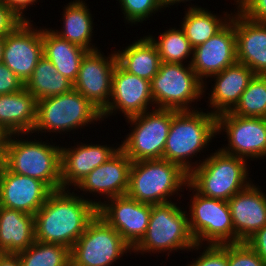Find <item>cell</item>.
<instances>
[{"label": "cell", "instance_id": "obj_41", "mask_svg": "<svg viewBox=\"0 0 266 266\" xmlns=\"http://www.w3.org/2000/svg\"><path fill=\"white\" fill-rule=\"evenodd\" d=\"M8 8H10L22 21H32L29 17L25 16L27 14V9L38 4L39 0H1ZM26 13H25V12ZM25 13V14H24ZM27 17V18H26Z\"/></svg>", "mask_w": 266, "mask_h": 266}, {"label": "cell", "instance_id": "obj_5", "mask_svg": "<svg viewBox=\"0 0 266 266\" xmlns=\"http://www.w3.org/2000/svg\"><path fill=\"white\" fill-rule=\"evenodd\" d=\"M202 160L189 174L188 181L202 196L228 201L252 183L248 160L226 154L220 149H215L214 153Z\"/></svg>", "mask_w": 266, "mask_h": 266}, {"label": "cell", "instance_id": "obj_4", "mask_svg": "<svg viewBox=\"0 0 266 266\" xmlns=\"http://www.w3.org/2000/svg\"><path fill=\"white\" fill-rule=\"evenodd\" d=\"M188 181L189 174L166 159L139 160L131 164L126 195L151 205L173 202L175 194L180 201Z\"/></svg>", "mask_w": 266, "mask_h": 266}, {"label": "cell", "instance_id": "obj_9", "mask_svg": "<svg viewBox=\"0 0 266 266\" xmlns=\"http://www.w3.org/2000/svg\"><path fill=\"white\" fill-rule=\"evenodd\" d=\"M177 110L153 108L126 119L132 127L120 149L132 161L163 158L166 139Z\"/></svg>", "mask_w": 266, "mask_h": 266}, {"label": "cell", "instance_id": "obj_23", "mask_svg": "<svg viewBox=\"0 0 266 266\" xmlns=\"http://www.w3.org/2000/svg\"><path fill=\"white\" fill-rule=\"evenodd\" d=\"M255 75L249 67L236 62L223 71L210 76L209 78L212 82L214 80V84L211 85L212 89L208 90L211 93H206L208 94L209 112L215 116L231 112Z\"/></svg>", "mask_w": 266, "mask_h": 266}, {"label": "cell", "instance_id": "obj_20", "mask_svg": "<svg viewBox=\"0 0 266 266\" xmlns=\"http://www.w3.org/2000/svg\"><path fill=\"white\" fill-rule=\"evenodd\" d=\"M52 190L42 181L6 168L0 174V206L31 215L44 205Z\"/></svg>", "mask_w": 266, "mask_h": 266}, {"label": "cell", "instance_id": "obj_34", "mask_svg": "<svg viewBox=\"0 0 266 266\" xmlns=\"http://www.w3.org/2000/svg\"><path fill=\"white\" fill-rule=\"evenodd\" d=\"M121 6L120 9L124 14V23L131 26L142 24L147 21L156 12H164L165 10L163 0H116Z\"/></svg>", "mask_w": 266, "mask_h": 266}, {"label": "cell", "instance_id": "obj_31", "mask_svg": "<svg viewBox=\"0 0 266 266\" xmlns=\"http://www.w3.org/2000/svg\"><path fill=\"white\" fill-rule=\"evenodd\" d=\"M147 36L155 44L161 62L184 64L187 63V59L190 58L188 62L191 64L193 48L181 27H170L160 33L158 37L152 36L151 34Z\"/></svg>", "mask_w": 266, "mask_h": 266}, {"label": "cell", "instance_id": "obj_45", "mask_svg": "<svg viewBox=\"0 0 266 266\" xmlns=\"http://www.w3.org/2000/svg\"><path fill=\"white\" fill-rule=\"evenodd\" d=\"M3 53H4V37H0V63L3 60Z\"/></svg>", "mask_w": 266, "mask_h": 266}, {"label": "cell", "instance_id": "obj_32", "mask_svg": "<svg viewBox=\"0 0 266 266\" xmlns=\"http://www.w3.org/2000/svg\"><path fill=\"white\" fill-rule=\"evenodd\" d=\"M17 255L22 266H71L70 249L59 244L35 241Z\"/></svg>", "mask_w": 266, "mask_h": 266}, {"label": "cell", "instance_id": "obj_13", "mask_svg": "<svg viewBox=\"0 0 266 266\" xmlns=\"http://www.w3.org/2000/svg\"><path fill=\"white\" fill-rule=\"evenodd\" d=\"M150 107L155 108L150 81L127 72L117 63L112 76L111 98L101 111L103 121L117 113L127 119L151 110Z\"/></svg>", "mask_w": 266, "mask_h": 266}, {"label": "cell", "instance_id": "obj_35", "mask_svg": "<svg viewBox=\"0 0 266 266\" xmlns=\"http://www.w3.org/2000/svg\"><path fill=\"white\" fill-rule=\"evenodd\" d=\"M203 247V248H202ZM203 252H202V250ZM201 251L199 256L193 258L186 266H228V244L199 245L196 244L189 252Z\"/></svg>", "mask_w": 266, "mask_h": 266}, {"label": "cell", "instance_id": "obj_21", "mask_svg": "<svg viewBox=\"0 0 266 266\" xmlns=\"http://www.w3.org/2000/svg\"><path fill=\"white\" fill-rule=\"evenodd\" d=\"M261 188L252 182L227 201L235 231V243L245 242L266 225V194Z\"/></svg>", "mask_w": 266, "mask_h": 266}, {"label": "cell", "instance_id": "obj_40", "mask_svg": "<svg viewBox=\"0 0 266 266\" xmlns=\"http://www.w3.org/2000/svg\"><path fill=\"white\" fill-rule=\"evenodd\" d=\"M266 263V225L245 241Z\"/></svg>", "mask_w": 266, "mask_h": 266}, {"label": "cell", "instance_id": "obj_27", "mask_svg": "<svg viewBox=\"0 0 266 266\" xmlns=\"http://www.w3.org/2000/svg\"><path fill=\"white\" fill-rule=\"evenodd\" d=\"M42 42L43 55L52 62L58 72L74 83L82 58L88 51L59 37L50 27H42Z\"/></svg>", "mask_w": 266, "mask_h": 266}, {"label": "cell", "instance_id": "obj_42", "mask_svg": "<svg viewBox=\"0 0 266 266\" xmlns=\"http://www.w3.org/2000/svg\"><path fill=\"white\" fill-rule=\"evenodd\" d=\"M0 266H22L17 254L0 253Z\"/></svg>", "mask_w": 266, "mask_h": 266}, {"label": "cell", "instance_id": "obj_33", "mask_svg": "<svg viewBox=\"0 0 266 266\" xmlns=\"http://www.w3.org/2000/svg\"><path fill=\"white\" fill-rule=\"evenodd\" d=\"M231 113L242 117L266 118V75L253 77Z\"/></svg>", "mask_w": 266, "mask_h": 266}, {"label": "cell", "instance_id": "obj_15", "mask_svg": "<svg viewBox=\"0 0 266 266\" xmlns=\"http://www.w3.org/2000/svg\"><path fill=\"white\" fill-rule=\"evenodd\" d=\"M35 26L32 21H23L4 37L2 63L24 83L43 56L42 27Z\"/></svg>", "mask_w": 266, "mask_h": 266}, {"label": "cell", "instance_id": "obj_43", "mask_svg": "<svg viewBox=\"0 0 266 266\" xmlns=\"http://www.w3.org/2000/svg\"><path fill=\"white\" fill-rule=\"evenodd\" d=\"M8 135L2 134L0 136V174L5 168V150H6V143H7Z\"/></svg>", "mask_w": 266, "mask_h": 266}, {"label": "cell", "instance_id": "obj_39", "mask_svg": "<svg viewBox=\"0 0 266 266\" xmlns=\"http://www.w3.org/2000/svg\"><path fill=\"white\" fill-rule=\"evenodd\" d=\"M23 22L0 0V37H5Z\"/></svg>", "mask_w": 266, "mask_h": 266}, {"label": "cell", "instance_id": "obj_36", "mask_svg": "<svg viewBox=\"0 0 266 266\" xmlns=\"http://www.w3.org/2000/svg\"><path fill=\"white\" fill-rule=\"evenodd\" d=\"M228 266H266V263L246 243L228 244Z\"/></svg>", "mask_w": 266, "mask_h": 266}, {"label": "cell", "instance_id": "obj_3", "mask_svg": "<svg viewBox=\"0 0 266 266\" xmlns=\"http://www.w3.org/2000/svg\"><path fill=\"white\" fill-rule=\"evenodd\" d=\"M26 135L32 134L8 135L5 168L16 174L38 179L52 191L61 189V145L55 146L53 140L52 144L49 140L42 141V137L30 140L28 136L25 140L23 138Z\"/></svg>", "mask_w": 266, "mask_h": 266}, {"label": "cell", "instance_id": "obj_6", "mask_svg": "<svg viewBox=\"0 0 266 266\" xmlns=\"http://www.w3.org/2000/svg\"><path fill=\"white\" fill-rule=\"evenodd\" d=\"M177 202L151 205L146 234L132 253L165 254L190 251L196 242L189 229L188 213ZM184 211H183V210ZM165 252V253H164Z\"/></svg>", "mask_w": 266, "mask_h": 266}, {"label": "cell", "instance_id": "obj_28", "mask_svg": "<svg viewBox=\"0 0 266 266\" xmlns=\"http://www.w3.org/2000/svg\"><path fill=\"white\" fill-rule=\"evenodd\" d=\"M117 63L127 72L149 81L158 73L161 64L155 44L146 35L115 51Z\"/></svg>", "mask_w": 266, "mask_h": 266}, {"label": "cell", "instance_id": "obj_38", "mask_svg": "<svg viewBox=\"0 0 266 266\" xmlns=\"http://www.w3.org/2000/svg\"><path fill=\"white\" fill-rule=\"evenodd\" d=\"M25 83L6 65L0 63V95L22 90Z\"/></svg>", "mask_w": 266, "mask_h": 266}, {"label": "cell", "instance_id": "obj_37", "mask_svg": "<svg viewBox=\"0 0 266 266\" xmlns=\"http://www.w3.org/2000/svg\"><path fill=\"white\" fill-rule=\"evenodd\" d=\"M233 5L246 18L266 23V0H234Z\"/></svg>", "mask_w": 266, "mask_h": 266}, {"label": "cell", "instance_id": "obj_24", "mask_svg": "<svg viewBox=\"0 0 266 266\" xmlns=\"http://www.w3.org/2000/svg\"><path fill=\"white\" fill-rule=\"evenodd\" d=\"M37 100L25 87L0 95V131L4 134H31L36 124Z\"/></svg>", "mask_w": 266, "mask_h": 266}, {"label": "cell", "instance_id": "obj_16", "mask_svg": "<svg viewBox=\"0 0 266 266\" xmlns=\"http://www.w3.org/2000/svg\"><path fill=\"white\" fill-rule=\"evenodd\" d=\"M101 49L88 51L82 58L74 90L80 92L101 111L108 105L112 76L117 64L115 51L107 56Z\"/></svg>", "mask_w": 266, "mask_h": 266}, {"label": "cell", "instance_id": "obj_7", "mask_svg": "<svg viewBox=\"0 0 266 266\" xmlns=\"http://www.w3.org/2000/svg\"><path fill=\"white\" fill-rule=\"evenodd\" d=\"M98 121H103L101 110L73 89L37 101L36 124L31 134L37 133L39 136L40 133L42 136L43 133L52 132L63 135Z\"/></svg>", "mask_w": 266, "mask_h": 266}, {"label": "cell", "instance_id": "obj_18", "mask_svg": "<svg viewBox=\"0 0 266 266\" xmlns=\"http://www.w3.org/2000/svg\"><path fill=\"white\" fill-rule=\"evenodd\" d=\"M236 62V32L232 14L230 21L219 32L193 49L191 67L203 82V94L209 89L206 80L210 76Z\"/></svg>", "mask_w": 266, "mask_h": 266}, {"label": "cell", "instance_id": "obj_12", "mask_svg": "<svg viewBox=\"0 0 266 266\" xmlns=\"http://www.w3.org/2000/svg\"><path fill=\"white\" fill-rule=\"evenodd\" d=\"M221 132L228 141L218 147L222 152L250 161L266 159V118L222 113L217 116V135Z\"/></svg>", "mask_w": 266, "mask_h": 266}, {"label": "cell", "instance_id": "obj_25", "mask_svg": "<svg viewBox=\"0 0 266 266\" xmlns=\"http://www.w3.org/2000/svg\"><path fill=\"white\" fill-rule=\"evenodd\" d=\"M35 241L34 216L0 206V253L17 254Z\"/></svg>", "mask_w": 266, "mask_h": 266}, {"label": "cell", "instance_id": "obj_30", "mask_svg": "<svg viewBox=\"0 0 266 266\" xmlns=\"http://www.w3.org/2000/svg\"><path fill=\"white\" fill-rule=\"evenodd\" d=\"M25 89L38 101L68 93L74 89V83L58 72L52 62L43 55L32 76L25 82Z\"/></svg>", "mask_w": 266, "mask_h": 266}, {"label": "cell", "instance_id": "obj_2", "mask_svg": "<svg viewBox=\"0 0 266 266\" xmlns=\"http://www.w3.org/2000/svg\"><path fill=\"white\" fill-rule=\"evenodd\" d=\"M217 136V116L203 109L178 111L173 117L166 139L163 159L179 165L190 174L202 161L193 160L208 150ZM208 146V148H207ZM206 148V149H204ZM199 161V162H198Z\"/></svg>", "mask_w": 266, "mask_h": 266}, {"label": "cell", "instance_id": "obj_22", "mask_svg": "<svg viewBox=\"0 0 266 266\" xmlns=\"http://www.w3.org/2000/svg\"><path fill=\"white\" fill-rule=\"evenodd\" d=\"M237 62L256 75H266V23L250 20L236 8L233 13Z\"/></svg>", "mask_w": 266, "mask_h": 266}, {"label": "cell", "instance_id": "obj_17", "mask_svg": "<svg viewBox=\"0 0 266 266\" xmlns=\"http://www.w3.org/2000/svg\"><path fill=\"white\" fill-rule=\"evenodd\" d=\"M97 214L133 249L146 234L151 204L138 202L127 195L117 196L103 202L97 208Z\"/></svg>", "mask_w": 266, "mask_h": 266}, {"label": "cell", "instance_id": "obj_29", "mask_svg": "<svg viewBox=\"0 0 266 266\" xmlns=\"http://www.w3.org/2000/svg\"><path fill=\"white\" fill-rule=\"evenodd\" d=\"M189 5H186L187 9L184 8L186 11L181 18L183 20L181 28L193 49L219 32L230 21L233 14V11L230 14L224 11L222 17L221 14H215L207 8L192 5V3Z\"/></svg>", "mask_w": 266, "mask_h": 266}, {"label": "cell", "instance_id": "obj_14", "mask_svg": "<svg viewBox=\"0 0 266 266\" xmlns=\"http://www.w3.org/2000/svg\"><path fill=\"white\" fill-rule=\"evenodd\" d=\"M131 164L132 161L119 149L110 159L92 170L73 189L76 192L82 191L80 196L82 198L86 197L87 201L92 202L98 208L107 199L126 195ZM89 193L94 195V198L100 196L99 201H96L98 200L96 198H87ZM83 194H86L85 197ZM101 198L104 200L101 201Z\"/></svg>", "mask_w": 266, "mask_h": 266}, {"label": "cell", "instance_id": "obj_19", "mask_svg": "<svg viewBox=\"0 0 266 266\" xmlns=\"http://www.w3.org/2000/svg\"><path fill=\"white\" fill-rule=\"evenodd\" d=\"M110 145L77 142L74 146H61V189L75 187L120 149L119 144Z\"/></svg>", "mask_w": 266, "mask_h": 266}, {"label": "cell", "instance_id": "obj_8", "mask_svg": "<svg viewBox=\"0 0 266 266\" xmlns=\"http://www.w3.org/2000/svg\"><path fill=\"white\" fill-rule=\"evenodd\" d=\"M150 85L155 108L177 111L201 109L196 108L197 106L194 108V102L201 101L205 96L203 82L189 63L161 62L159 71L150 81Z\"/></svg>", "mask_w": 266, "mask_h": 266}, {"label": "cell", "instance_id": "obj_26", "mask_svg": "<svg viewBox=\"0 0 266 266\" xmlns=\"http://www.w3.org/2000/svg\"><path fill=\"white\" fill-rule=\"evenodd\" d=\"M88 5L84 0H73L64 5L61 18L63 27L52 31L70 43L81 46L87 51H94L98 50L99 47L92 43L95 24Z\"/></svg>", "mask_w": 266, "mask_h": 266}, {"label": "cell", "instance_id": "obj_1", "mask_svg": "<svg viewBox=\"0 0 266 266\" xmlns=\"http://www.w3.org/2000/svg\"><path fill=\"white\" fill-rule=\"evenodd\" d=\"M71 189L53 190L34 215L35 240L71 250L97 215V207Z\"/></svg>", "mask_w": 266, "mask_h": 266}, {"label": "cell", "instance_id": "obj_44", "mask_svg": "<svg viewBox=\"0 0 266 266\" xmlns=\"http://www.w3.org/2000/svg\"><path fill=\"white\" fill-rule=\"evenodd\" d=\"M164 1V6H165V9L168 7V9H169V7L171 6H173L174 4L176 5L177 4V6L182 2V3H186L187 4V2H191V1H194V0H163Z\"/></svg>", "mask_w": 266, "mask_h": 266}, {"label": "cell", "instance_id": "obj_10", "mask_svg": "<svg viewBox=\"0 0 266 266\" xmlns=\"http://www.w3.org/2000/svg\"><path fill=\"white\" fill-rule=\"evenodd\" d=\"M185 189H189L188 192L192 191L191 203L188 204V221L196 244L235 243V231L228 202L202 196L189 183Z\"/></svg>", "mask_w": 266, "mask_h": 266}, {"label": "cell", "instance_id": "obj_11", "mask_svg": "<svg viewBox=\"0 0 266 266\" xmlns=\"http://www.w3.org/2000/svg\"><path fill=\"white\" fill-rule=\"evenodd\" d=\"M127 253L132 248L97 214L71 248V266H113Z\"/></svg>", "mask_w": 266, "mask_h": 266}]
</instances>
